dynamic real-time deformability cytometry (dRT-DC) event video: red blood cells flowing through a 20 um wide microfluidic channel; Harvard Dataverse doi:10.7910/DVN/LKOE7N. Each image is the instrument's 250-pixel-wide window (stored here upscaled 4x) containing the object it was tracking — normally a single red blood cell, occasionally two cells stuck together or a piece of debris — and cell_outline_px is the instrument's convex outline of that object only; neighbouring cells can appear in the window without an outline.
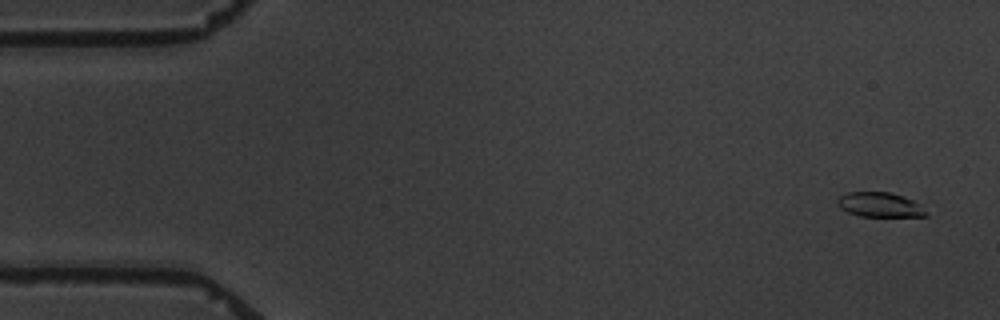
{"species": "common noctule bat (a hibernating species)", "species_latin": "Nyctalus noctula", "temperature_condition": "warm", "stored_images_in_passage": 6, "camera_frame_rate_fps": 3000, "um_per_image_px": 0.085, "animal": {"sex": "male", "body_mass_g": 19.5, "forearm_length_mm": 54.6}, "frame": {"image": 1, "passage_image": 1, "time_ms": 0.0, "image_size_px": [1000, 320], "cell_outline_px": [[928, 216], [860, 216], [848, 212], [840, 208], [836, 204], [836, 200], [844, 192], [888, 192], [904, 196], [920, 204], [928, 212]], "centroid_in_image_um": [74.77, 17.4], "position_along_channel_um": 10.2, "area_um2": 12.83}}
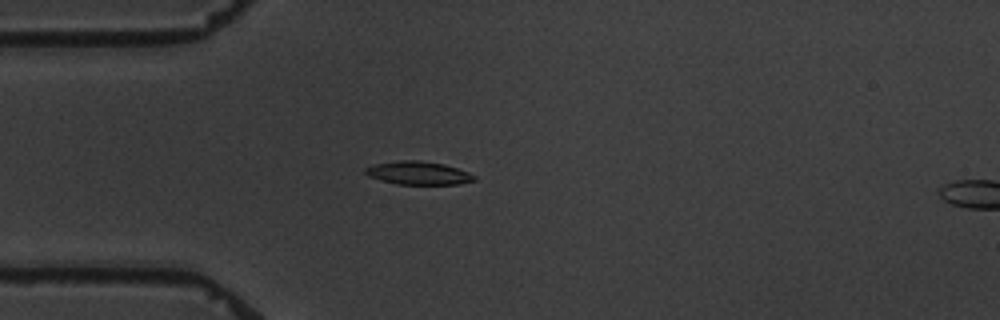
{"frame": {"image": 2, "passage_image": 5, "time_ms": 4.333, "image_size_px": [1000, 320], "cell_outline_px": [[476, 180], [460, 184], [396, 184], [368, 176], [364, 172], [364, 168], [372, 164], [396, 160], [420, 160], [444, 164], [468, 172], [476, 176]], "centroid_in_image_um": [35.53, 14.69], "position_along_channel_um": 49.5, "area_um2": 14.85}}